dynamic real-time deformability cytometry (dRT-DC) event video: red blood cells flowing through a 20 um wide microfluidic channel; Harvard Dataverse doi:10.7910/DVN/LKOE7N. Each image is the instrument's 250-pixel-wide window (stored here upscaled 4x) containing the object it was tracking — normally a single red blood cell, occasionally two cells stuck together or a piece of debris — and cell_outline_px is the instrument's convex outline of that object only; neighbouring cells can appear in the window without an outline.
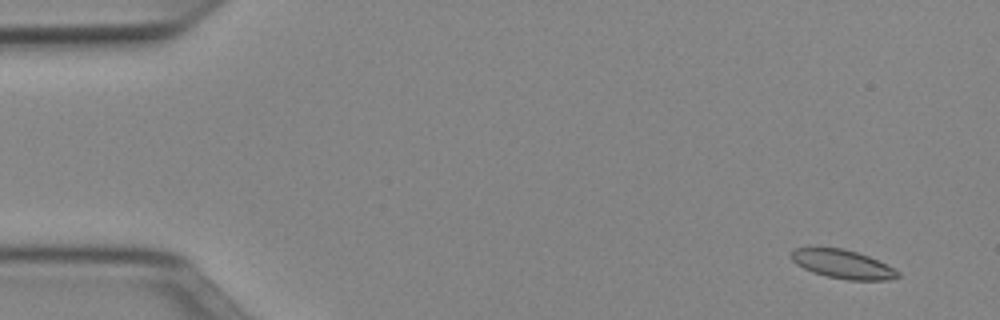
{"species": "Egyptian fruit bat (a non-hibernating species)", "species_latin": "Rousettus aegyptiacus", "temperature_condition": "cold", "stored_images_in_passage": 52, "camera_frame_rate_fps": 3000, "um_per_image_px": 0.085, "animal": {"sex": "female"}, "frame": {"image": 1, "passage_image": 4, "time_ms": 1.0, "image_size_px": [1000, 320], "cell_outline_px": [[900, 276], [884, 280], [848, 280], [828, 276], [812, 272], [796, 264], [792, 260], [792, 252], [796, 248], [844, 248], [868, 256], [900, 272]], "centroid_in_image_um": [71.62, 22.46], "position_along_channel_um": 13.4, "area_um2": 17.4}}
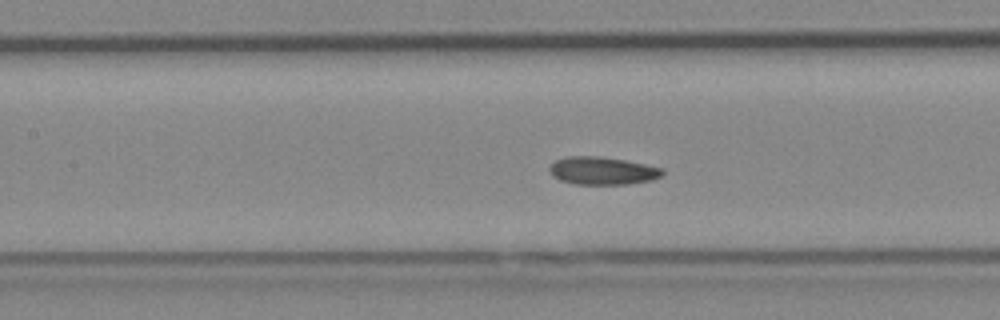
{"frame": {"image": 2, "passage_image": 24, "time_ms": 7.667, "image_size_px": [1000, 320], "cell_outline_px": [[664, 172], [660, 176], [652, 180], [628, 184], [576, 184], [560, 180], [552, 176], [548, 168], [556, 160], [564, 156], [600, 156], [624, 160], [664, 168]], "centroid_in_image_um": [51.19, 14.51], "position_along_channel_um": 156.2, "area_um2": 18.32}}
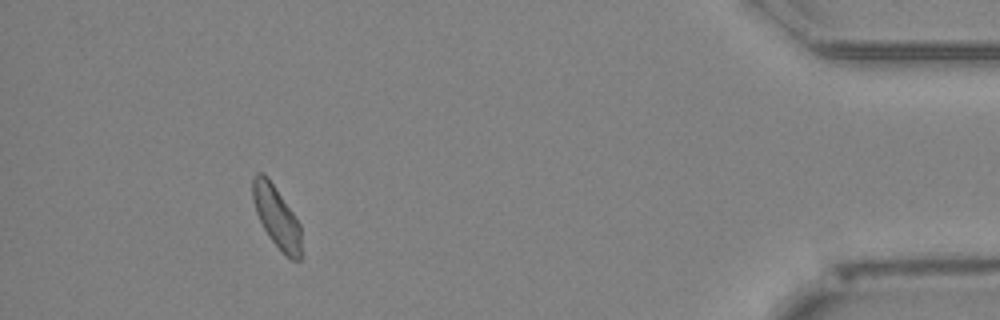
{"frame": {"image": 3, "passage_image": 48, "time_ms": 15.667, "image_size_px": [1000, 320], "cell_outline_px": [[300, 260], [292, 260], [268, 236], [256, 212], [252, 200], [252, 176], [256, 172], [264, 172], [268, 176], [300, 224]], "centroid_in_image_um": [23.46, 18.34], "position_along_channel_um": 411.7, "area_um2": 17.17}, "authors_computed_cell_mechanics": {"area_um2": 17.9758, "velocity_mm_per_s": 3.9268, "shape_relaxation_time_tau1_ms": 6.9389, "shape_relaxation_time_tau2_ms": 2.696, "deformation_change_tau1": 0.1263, "deformation_change_tau2": 0.0788}}